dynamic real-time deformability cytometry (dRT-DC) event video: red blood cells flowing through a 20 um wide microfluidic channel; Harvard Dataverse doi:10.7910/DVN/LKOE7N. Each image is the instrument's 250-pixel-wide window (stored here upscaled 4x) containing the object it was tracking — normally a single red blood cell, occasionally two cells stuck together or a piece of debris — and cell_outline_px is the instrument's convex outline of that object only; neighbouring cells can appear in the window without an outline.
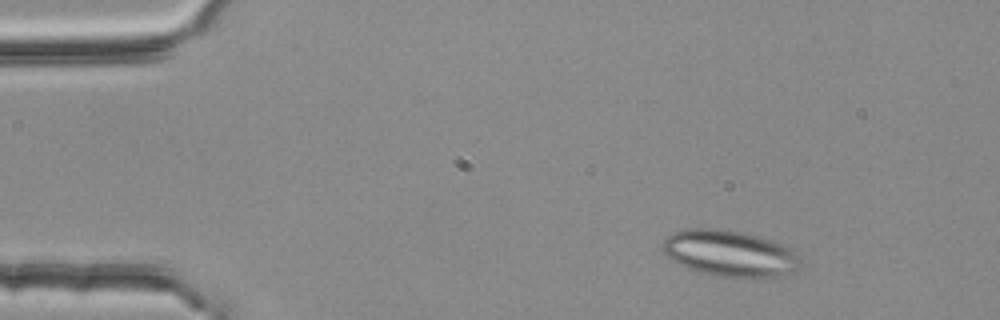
{"species": "common noctule bat (a hibernating species)", "species_latin": "Nyctalus noctula", "temperature_condition": "room temperature", "stored_images_in_passage": 4, "camera_frame_rate_fps": 3000, "um_per_image_px": 0.085, "animal": {"sex": "female", "body_mass_g": 25.1}, "frame": {"image": 1, "passage_image": 1, "time_ms": 0.0, "image_size_px": [1000, 320], "cell_outline_px": [[800, 268], [776, 276], [756, 280], [752, 280], [720, 276], [700, 272], [688, 268], [672, 260], [664, 252], [664, 236], [672, 232], [688, 228], [712, 228], [740, 232], [756, 236], [780, 244], [788, 248], [800, 256]], "centroid_in_image_um": [62.02, 21.56], "position_along_channel_um": 23.0, "area_um2": 37.11}}